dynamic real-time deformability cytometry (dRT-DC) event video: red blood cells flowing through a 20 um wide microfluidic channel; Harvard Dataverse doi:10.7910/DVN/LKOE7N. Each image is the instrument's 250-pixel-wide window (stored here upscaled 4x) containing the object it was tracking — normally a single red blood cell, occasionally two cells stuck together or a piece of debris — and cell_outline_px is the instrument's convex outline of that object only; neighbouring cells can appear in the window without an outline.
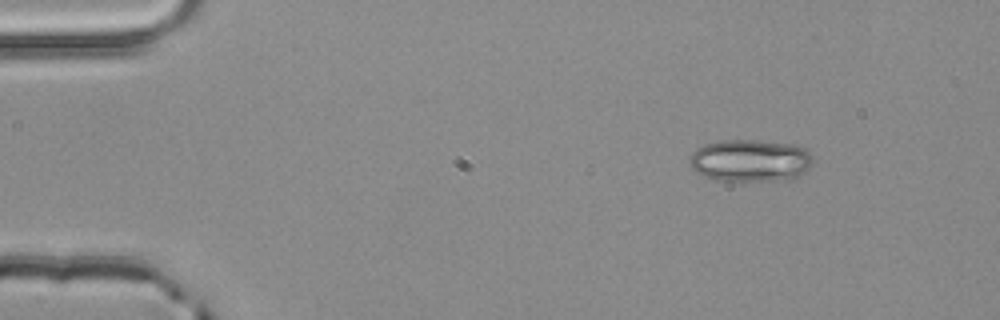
{"species": "common noctule bat (a hibernating species)", "species_latin": "Nyctalus noctula", "temperature_condition": "room temperature", "stored_images_in_passage": 4, "segment_of_instrument_passage": [1, 2], "camera_frame_rate_fps": 3000, "um_per_image_px": 0.085, "animal": {"sex": "male", "body_mass_g": 20.4}, "frame": {"image": 1, "passage_image": 1, "time_ms": 0.0, "image_size_px": [1000, 320], "cell_outline_px": [[816, 160], [796, 180], [716, 180], [704, 176], [696, 172], [692, 168], [688, 160], [688, 156], [696, 148], [704, 144], [724, 140], [760, 140], [796, 144], [808, 148]], "centroid_in_image_um": [63.83, 13.63], "position_along_channel_um": 21.2, "area_um2": 31.1}}